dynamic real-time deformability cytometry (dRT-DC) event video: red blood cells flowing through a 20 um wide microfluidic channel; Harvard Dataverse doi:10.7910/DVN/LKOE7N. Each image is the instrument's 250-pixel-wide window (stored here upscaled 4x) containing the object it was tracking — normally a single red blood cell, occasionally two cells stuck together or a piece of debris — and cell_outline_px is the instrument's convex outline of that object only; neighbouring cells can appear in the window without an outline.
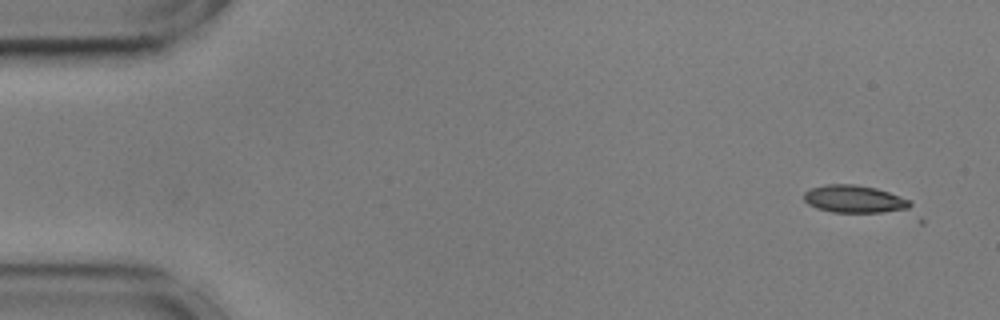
{"species": "common noctule bat (a hibernating species)", "species_latin": "Nyctalus noctula", "temperature_condition": "cold", "stored_images_in_passage": 9, "camera_frame_rate_fps": 3000, "um_per_image_px": 0.085, "animal": {"sex": "male", "body_mass_g": 17.9, "forearm_length_mm": 54.2}, "frame": {"image": 1, "passage_image": 1, "time_ms": 0.0, "image_size_px": [1000, 320], "cell_outline_px": [[912, 212], [832, 212], [816, 208], [808, 204], [804, 200], [804, 192], [812, 188], [824, 184], [856, 184], [876, 188], [888, 192], [908, 200], [912, 204]], "centroid_in_image_um": [72.69, 16.94], "position_along_channel_um": 12.3, "area_um2": 17.4}}